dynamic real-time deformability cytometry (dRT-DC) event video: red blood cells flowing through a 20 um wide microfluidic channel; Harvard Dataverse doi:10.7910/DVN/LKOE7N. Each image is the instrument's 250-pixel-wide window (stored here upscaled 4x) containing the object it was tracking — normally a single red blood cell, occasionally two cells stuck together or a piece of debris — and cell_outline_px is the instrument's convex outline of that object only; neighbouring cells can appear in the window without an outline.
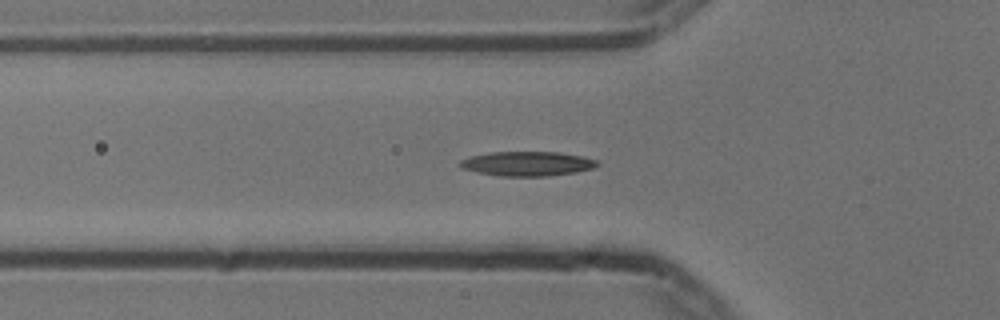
{"species": "common noctule bat (a hibernating species)", "species_latin": "Nyctalus noctula", "temperature_condition": "cold", "stored_images_in_passage": 55, "camera_frame_rate_fps": 3000, "um_per_image_px": 0.085, "animal": {"sex": "male", "body_mass_g": 13.3}, "frame": {"image": 1, "passage_image": 18, "time_ms": 5.667, "image_size_px": [1000, 320], "cell_outline_px": [[600, 164], [592, 168], [576, 172], [548, 176], [500, 176], [476, 172], [460, 168], [456, 164], [460, 160], [468, 156], [488, 152], [560, 152], [584, 156], [596, 160]], "centroid_in_image_um": [44.76, 13.91], "position_along_channel_um": 81.0, "area_um2": 19.88}}
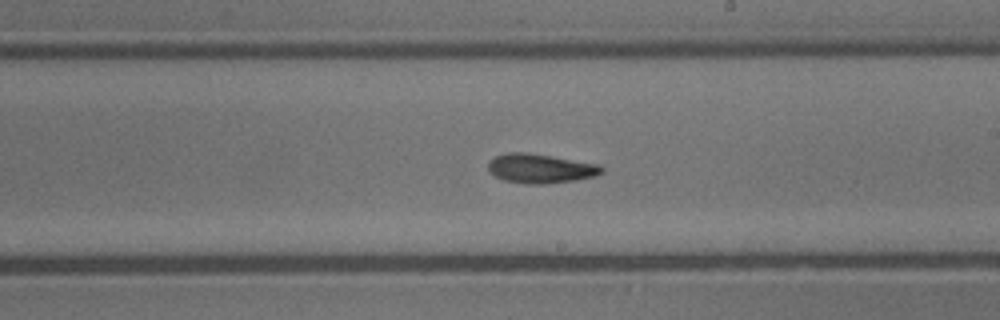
{"frame": {"image": 2, "passage_image": 31, "time_ms": 10.0, "image_size_px": [1000, 320], "cell_outline_px": [[604, 172], [596, 176], [576, 180], [544, 184], [524, 184], [504, 180], [488, 172], [488, 160], [496, 156], [508, 152], [528, 152], [600, 164], [604, 168]], "centroid_in_image_um": [45.94, 14.32], "position_along_channel_um": 243.1, "area_um2": 19.65}}
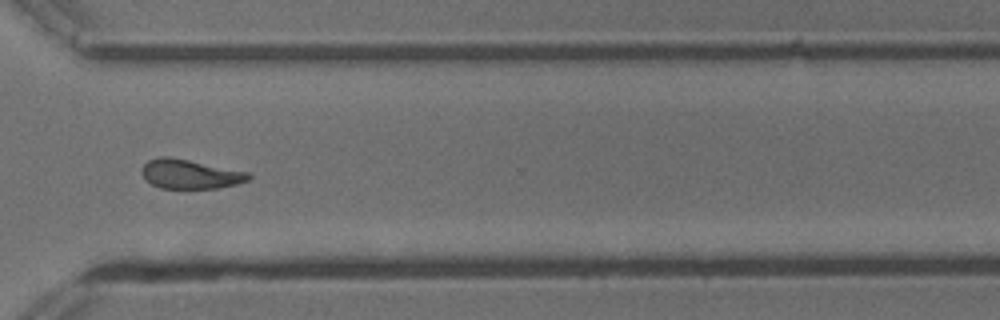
{"frame": {"image": 3, "passage_image": 40, "time_ms": 13.0, "image_size_px": [1000, 320], "cell_outline_px": [[252, 176], [248, 180], [236, 184], [216, 188], [160, 188], [152, 184], [140, 172], [140, 168], [148, 160], [156, 156], [168, 156], [248, 172]], "centroid_in_image_um": [16.11, 14.79], "position_along_channel_um": 354.5, "area_um2": 18.09}, "authors_computed_cell_mechanics": {"area_um2": 18.496, "velocity_mm_per_s": 3.7226, "shape_relaxation_time_tau1_ms": 4.8619, "shape_relaxation_time_tau2_ms": 3.8792, "deformation_change_tau1": 0.1472, "deformation_change_tau2": 0.1134}}